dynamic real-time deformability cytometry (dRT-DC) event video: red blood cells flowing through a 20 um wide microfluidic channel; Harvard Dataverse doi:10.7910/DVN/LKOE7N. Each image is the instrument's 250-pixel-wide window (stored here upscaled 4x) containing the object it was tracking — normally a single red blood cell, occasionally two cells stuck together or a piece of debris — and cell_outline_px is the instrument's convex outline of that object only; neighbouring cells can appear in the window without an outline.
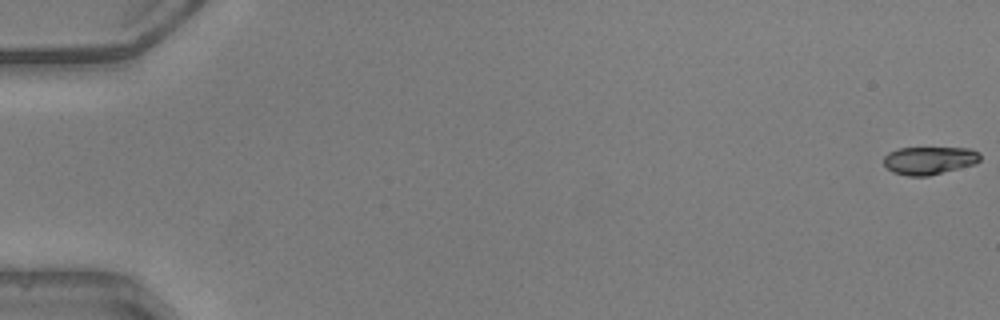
{"species": "common noctule bat (a hibernating species)", "species_latin": "Nyctalus noctula", "temperature_condition": "warm", "stored_images_in_passage": 51, "camera_frame_rate_fps": 3000, "um_per_image_px": 0.085, "animal": {"sex": "male", "body_mass_g": 20.5, "forearm_length_mm": 52.5}, "frame": {"image": 1, "passage_image": 1, "time_ms": 0.0, "image_size_px": [1000, 320], "cell_outline_px": [[980, 160], [976, 164], [928, 176], [908, 176], [892, 172], [884, 164], [884, 156], [888, 152], [900, 148], [968, 148], [980, 152]], "centroid_in_image_um": [79.0, 13.64], "position_along_channel_um": 6.0, "area_um2": 15.72}}
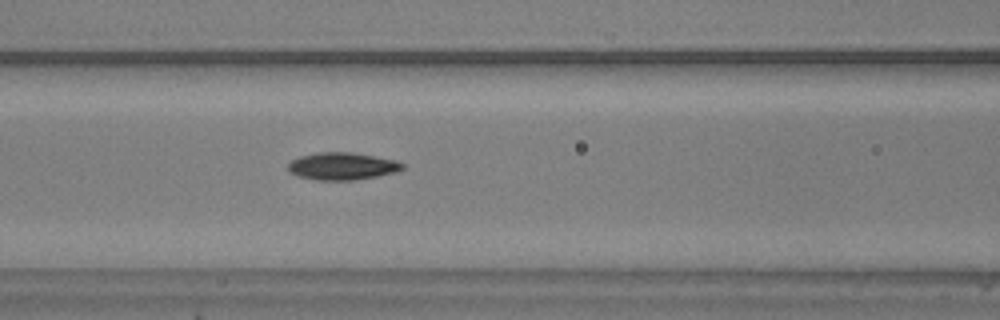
{"frame": {"image": 2, "passage_image": 23, "time_ms": 7.333, "image_size_px": [1000, 320], "cell_outline_px": [[404, 168], [396, 172], [356, 180], [316, 180], [296, 176], [288, 172], [288, 164], [292, 160], [300, 156], [316, 152], [352, 152], [396, 160], [404, 164]], "centroid_in_image_um": [29.06, 14.12], "position_along_channel_um": 137.5, "area_um2": 18.38}}
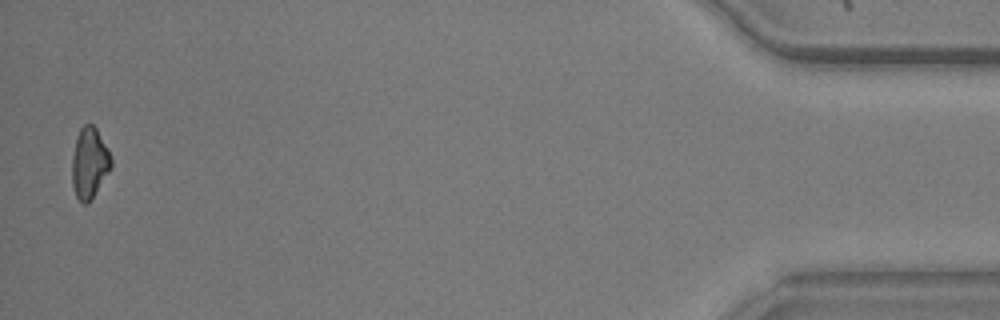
{"frame": {"image": 3, "passage_image": 50, "time_ms": 16.333, "image_size_px": [1000, 320], "cell_outline_px": [[112, 168], [88, 204], [84, 204], [76, 196], [72, 184], [72, 156], [76, 136], [80, 128], [84, 124], [92, 124], [96, 128], [108, 148], [112, 156]], "centroid_in_image_um": [7.61, 13.84], "position_along_channel_um": 427.6, "area_um2": 16.36}, "authors_computed_cell_mechanics": {"area_um2": 16.6464, "velocity_mm_per_s": 4.1533, "shape_relaxation_time_tau1_ms": 4.5634, "shape_relaxation_time_tau2_ms": 4.2346, "deformation_change_tau1": 0.1286, "deformation_change_tau2": 0.1116}}